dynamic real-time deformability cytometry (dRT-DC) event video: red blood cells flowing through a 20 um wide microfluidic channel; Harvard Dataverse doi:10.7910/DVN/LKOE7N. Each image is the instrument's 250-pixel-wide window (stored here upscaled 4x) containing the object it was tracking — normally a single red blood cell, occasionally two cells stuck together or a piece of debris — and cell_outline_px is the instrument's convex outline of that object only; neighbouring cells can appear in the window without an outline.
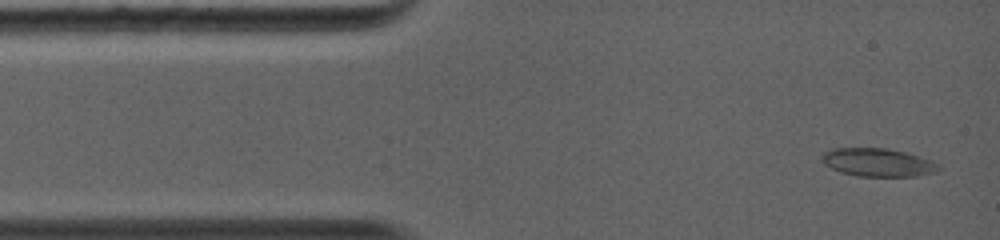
{"species": "common noctule bat (a hibernating species)", "species_latin": "Nyctalus noctula", "temperature_condition": "warm", "stored_images_in_passage": 25, "camera_frame_rate_fps": 5000, "um_per_image_px": 0.085, "animal": {"sex": "female", "body_mass_g": 19.0, "forearm_length_mm": 56.7}, "frame": {"image": 1, "passage_image": 1, "time_ms": 0.0, "image_size_px": [1000, 240], "cell_outline_px": [[940, 168], [936, 172], [916, 176], [860, 176], [840, 172], [824, 164], [820, 160], [824, 152], [832, 148], [888, 148], [920, 156], [932, 160]], "centroid_in_image_um": [74.6, 13.8], "position_along_channel_um": 10.4, "area_um2": 19.13}}
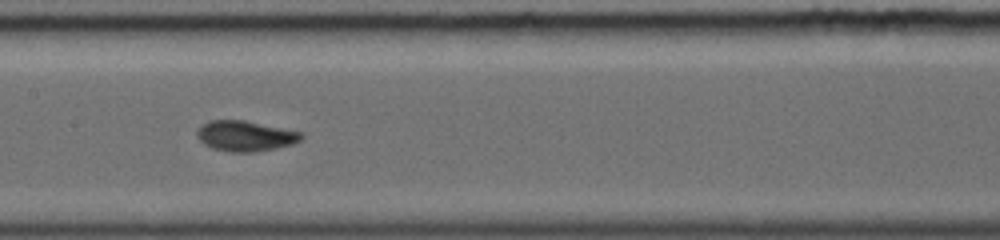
{"frame": {"image": 2, "passage_image": 11, "time_ms": 5.4, "image_size_px": [1000, 240], "cell_outline_px": [[304, 136], [300, 140], [292, 144], [276, 148], [252, 152], [232, 152], [212, 148], [204, 144], [196, 136], [196, 132], [208, 120], [244, 120], [304, 132]], "centroid_in_image_um": [20.87, 11.55], "position_along_channel_um": 186.5, "area_um2": 18.5}}
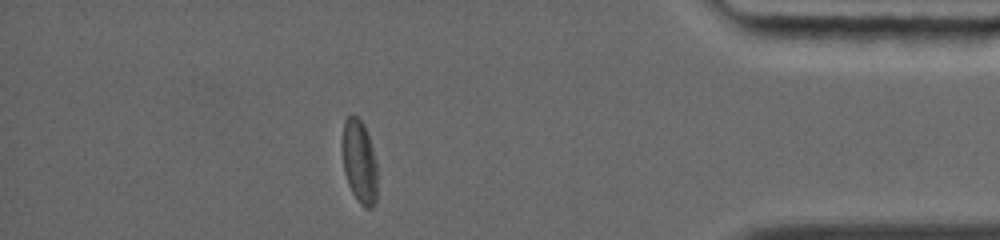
{"frame": {"image": 3, "passage_image": 22, "time_ms": 11.2, "image_size_px": [1000, 240], "cell_outline_px": [[376, 200], [372, 208], [364, 208], [360, 204], [352, 192], [348, 184], [344, 172], [340, 144], [344, 120], [348, 116], [356, 116], [364, 124], [368, 136], [376, 164]], "centroid_in_image_um": [30.5, 13.73], "position_along_channel_um": 404.7, "area_um2": 17.17}, "authors_computed_cell_mechanics": {"area_um2": 18.0336, "velocity_mm_per_s": 4.4084, "shape_relaxation_time_tau1_ms": 4.4389, "shape_relaxation_time_tau2_ms": 1.2535, "deformation_change_tau1": 0.1753, "deformation_change_tau2": 0.0508}}